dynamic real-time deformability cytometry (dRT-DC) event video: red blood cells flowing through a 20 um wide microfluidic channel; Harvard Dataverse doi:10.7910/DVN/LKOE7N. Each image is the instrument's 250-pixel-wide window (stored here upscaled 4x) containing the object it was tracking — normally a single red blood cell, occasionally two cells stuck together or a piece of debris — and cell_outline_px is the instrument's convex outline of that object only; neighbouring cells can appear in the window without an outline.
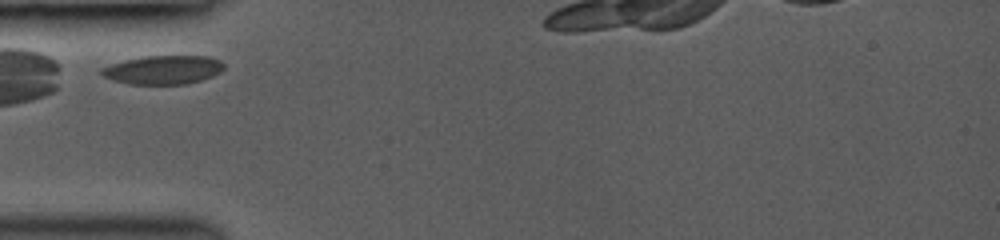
{"species": "common noctule bat (a hibernating species)", "species_latin": "Nyctalus noctula", "temperature_condition": "room temperature", "stored_images_in_passage": 2, "camera_frame_rate_fps": 3000, "um_per_image_px": 0.085, "animal": {"sex": "female", "body_mass_g": 19.0, "forearm_length_mm": 53.3}, "frame": {"image": 1, "passage_image": 1, "time_ms": 0.0, "image_size_px": [1000, 240], "cell_outline_px": [[224, 68], [220, 72], [212, 76], [200, 80], [184, 84], [128, 84], [112, 80], [104, 76], [100, 72], [100, 68], [112, 64], [144, 56], [208, 56], [220, 60], [224, 64]], "centroid_in_image_um": [13.88, 5.94], "position_along_channel_um": 71.1, "area_um2": 20.35}}